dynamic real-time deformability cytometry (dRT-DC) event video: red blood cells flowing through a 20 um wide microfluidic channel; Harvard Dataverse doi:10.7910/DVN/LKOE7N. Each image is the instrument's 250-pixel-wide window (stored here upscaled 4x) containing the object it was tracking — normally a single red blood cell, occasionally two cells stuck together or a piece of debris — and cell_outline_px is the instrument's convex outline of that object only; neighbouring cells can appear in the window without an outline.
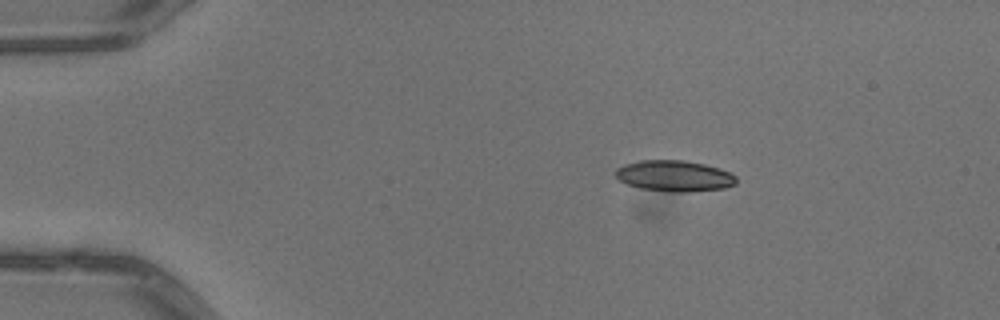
{"species": "common noctule bat (a hibernating species)", "species_latin": "Nyctalus noctula", "temperature_condition": "warm", "stored_images_in_passage": 2, "camera_frame_rate_fps": 3000, "um_per_image_px": 0.085, "animal": {"sex": "male", "body_mass_g": 13.3}, "frame": {"image": 1, "passage_image": 1, "time_ms": 0.0, "image_size_px": [1000, 320], "cell_outline_px": [[736, 184], [724, 188], [688, 192], [676, 192], [640, 188], [628, 184], [620, 180], [616, 176], [616, 168], [624, 164], [640, 160], [684, 160], [704, 164], [720, 168], [736, 176]], "centroid_in_image_um": [57.33, 14.94], "position_along_channel_um": 27.7, "area_um2": 21.73}}